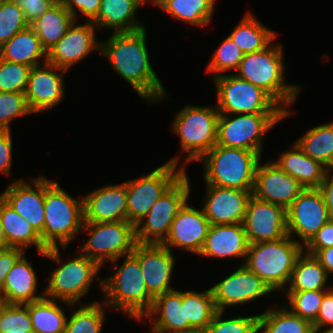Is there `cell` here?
Listing matches in <instances>:
<instances>
[{"instance_id":"obj_1","label":"cell","mask_w":333,"mask_h":333,"mask_svg":"<svg viewBox=\"0 0 333 333\" xmlns=\"http://www.w3.org/2000/svg\"><path fill=\"white\" fill-rule=\"evenodd\" d=\"M146 27L132 32H113L101 42L100 54L143 100L153 104L167 96L154 71L147 48Z\"/></svg>"},{"instance_id":"obj_2","label":"cell","mask_w":333,"mask_h":333,"mask_svg":"<svg viewBox=\"0 0 333 333\" xmlns=\"http://www.w3.org/2000/svg\"><path fill=\"white\" fill-rule=\"evenodd\" d=\"M114 272L103 280L104 303L108 309L121 311L137 321L150 310L153 298L148 294L139 260L133 255H126L122 265H115ZM119 266V267H118Z\"/></svg>"},{"instance_id":"obj_3","label":"cell","mask_w":333,"mask_h":333,"mask_svg":"<svg viewBox=\"0 0 333 333\" xmlns=\"http://www.w3.org/2000/svg\"><path fill=\"white\" fill-rule=\"evenodd\" d=\"M281 44H271L262 51L244 54L235 75L267 92L285 111L296 101L300 86L285 84Z\"/></svg>"},{"instance_id":"obj_4","label":"cell","mask_w":333,"mask_h":333,"mask_svg":"<svg viewBox=\"0 0 333 333\" xmlns=\"http://www.w3.org/2000/svg\"><path fill=\"white\" fill-rule=\"evenodd\" d=\"M59 249L58 246L45 251L44 256L59 263V266L50 272L44 294L45 297L63 301L74 309L76 304H81V298L89 292L96 277L100 282V289L103 290V280H101L103 278L98 276L102 267L81 252L72 260L62 264L63 259Z\"/></svg>"},{"instance_id":"obj_5","label":"cell","mask_w":333,"mask_h":333,"mask_svg":"<svg viewBox=\"0 0 333 333\" xmlns=\"http://www.w3.org/2000/svg\"><path fill=\"white\" fill-rule=\"evenodd\" d=\"M44 228L40 234L47 248H67L84 222L83 196L76 200L55 180L45 177ZM60 244V245H58Z\"/></svg>"},{"instance_id":"obj_6","label":"cell","mask_w":333,"mask_h":333,"mask_svg":"<svg viewBox=\"0 0 333 333\" xmlns=\"http://www.w3.org/2000/svg\"><path fill=\"white\" fill-rule=\"evenodd\" d=\"M262 157L250 150L216 145L200 160L206 185L253 191Z\"/></svg>"},{"instance_id":"obj_7","label":"cell","mask_w":333,"mask_h":333,"mask_svg":"<svg viewBox=\"0 0 333 333\" xmlns=\"http://www.w3.org/2000/svg\"><path fill=\"white\" fill-rule=\"evenodd\" d=\"M303 251V246L287 234L276 241L249 244L244 265L273 291H283Z\"/></svg>"},{"instance_id":"obj_8","label":"cell","mask_w":333,"mask_h":333,"mask_svg":"<svg viewBox=\"0 0 333 333\" xmlns=\"http://www.w3.org/2000/svg\"><path fill=\"white\" fill-rule=\"evenodd\" d=\"M219 111L215 106L186 105L176 115L172 131L179 135L184 164L199 161L217 143Z\"/></svg>"},{"instance_id":"obj_9","label":"cell","mask_w":333,"mask_h":333,"mask_svg":"<svg viewBox=\"0 0 333 333\" xmlns=\"http://www.w3.org/2000/svg\"><path fill=\"white\" fill-rule=\"evenodd\" d=\"M212 79L219 113L285 114V110L267 92L235 74H222Z\"/></svg>"},{"instance_id":"obj_10","label":"cell","mask_w":333,"mask_h":333,"mask_svg":"<svg viewBox=\"0 0 333 333\" xmlns=\"http://www.w3.org/2000/svg\"><path fill=\"white\" fill-rule=\"evenodd\" d=\"M291 114V110L285 111V114L219 113L216 145L250 150L262 157L265 134Z\"/></svg>"},{"instance_id":"obj_11","label":"cell","mask_w":333,"mask_h":333,"mask_svg":"<svg viewBox=\"0 0 333 333\" xmlns=\"http://www.w3.org/2000/svg\"><path fill=\"white\" fill-rule=\"evenodd\" d=\"M81 231H87L90 238L80 247L79 252L101 267L105 262L118 261L132 254L137 244L135 226L128 221L83 222Z\"/></svg>"},{"instance_id":"obj_12","label":"cell","mask_w":333,"mask_h":333,"mask_svg":"<svg viewBox=\"0 0 333 333\" xmlns=\"http://www.w3.org/2000/svg\"><path fill=\"white\" fill-rule=\"evenodd\" d=\"M176 155L147 175L126 181L127 221L136 225L152 205L186 172Z\"/></svg>"},{"instance_id":"obj_13","label":"cell","mask_w":333,"mask_h":333,"mask_svg":"<svg viewBox=\"0 0 333 333\" xmlns=\"http://www.w3.org/2000/svg\"><path fill=\"white\" fill-rule=\"evenodd\" d=\"M190 191V181L185 172L135 225L137 243L161 244L178 211L188 201Z\"/></svg>"},{"instance_id":"obj_14","label":"cell","mask_w":333,"mask_h":333,"mask_svg":"<svg viewBox=\"0 0 333 333\" xmlns=\"http://www.w3.org/2000/svg\"><path fill=\"white\" fill-rule=\"evenodd\" d=\"M287 232L303 247L331 219L324 196L319 188H305L286 209Z\"/></svg>"},{"instance_id":"obj_15","label":"cell","mask_w":333,"mask_h":333,"mask_svg":"<svg viewBox=\"0 0 333 333\" xmlns=\"http://www.w3.org/2000/svg\"><path fill=\"white\" fill-rule=\"evenodd\" d=\"M210 290L217 310L224 312L226 307L242 306L273 292L266 282L245 265L239 266Z\"/></svg>"},{"instance_id":"obj_16","label":"cell","mask_w":333,"mask_h":333,"mask_svg":"<svg viewBox=\"0 0 333 333\" xmlns=\"http://www.w3.org/2000/svg\"><path fill=\"white\" fill-rule=\"evenodd\" d=\"M243 226L249 244L279 240L288 234L286 209L252 195L247 203Z\"/></svg>"},{"instance_id":"obj_17","label":"cell","mask_w":333,"mask_h":333,"mask_svg":"<svg viewBox=\"0 0 333 333\" xmlns=\"http://www.w3.org/2000/svg\"><path fill=\"white\" fill-rule=\"evenodd\" d=\"M97 27L92 22L77 24L74 21L66 34L47 51V61L58 68L69 71L92 52L100 54L101 41L95 35Z\"/></svg>"},{"instance_id":"obj_18","label":"cell","mask_w":333,"mask_h":333,"mask_svg":"<svg viewBox=\"0 0 333 333\" xmlns=\"http://www.w3.org/2000/svg\"><path fill=\"white\" fill-rule=\"evenodd\" d=\"M173 251L161 244L137 243L132 252L139 260L148 294L153 299L174 290L170 286L175 266Z\"/></svg>"},{"instance_id":"obj_19","label":"cell","mask_w":333,"mask_h":333,"mask_svg":"<svg viewBox=\"0 0 333 333\" xmlns=\"http://www.w3.org/2000/svg\"><path fill=\"white\" fill-rule=\"evenodd\" d=\"M210 226L203 209H196L187 201L175 216L168 235L161 245L170 250L174 247L198 255Z\"/></svg>"},{"instance_id":"obj_20","label":"cell","mask_w":333,"mask_h":333,"mask_svg":"<svg viewBox=\"0 0 333 333\" xmlns=\"http://www.w3.org/2000/svg\"><path fill=\"white\" fill-rule=\"evenodd\" d=\"M261 163L260 160L256 169L252 195L287 209L305 188L274 161Z\"/></svg>"},{"instance_id":"obj_21","label":"cell","mask_w":333,"mask_h":333,"mask_svg":"<svg viewBox=\"0 0 333 333\" xmlns=\"http://www.w3.org/2000/svg\"><path fill=\"white\" fill-rule=\"evenodd\" d=\"M66 72L48 62L31 68L25 97L33 113L49 110L63 100L65 91L62 75Z\"/></svg>"},{"instance_id":"obj_22","label":"cell","mask_w":333,"mask_h":333,"mask_svg":"<svg viewBox=\"0 0 333 333\" xmlns=\"http://www.w3.org/2000/svg\"><path fill=\"white\" fill-rule=\"evenodd\" d=\"M32 180L31 183L24 179L14 181L0 194V197L41 234L45 220V176Z\"/></svg>"},{"instance_id":"obj_23","label":"cell","mask_w":333,"mask_h":333,"mask_svg":"<svg viewBox=\"0 0 333 333\" xmlns=\"http://www.w3.org/2000/svg\"><path fill=\"white\" fill-rule=\"evenodd\" d=\"M203 211L211 225L241 224L252 191L206 185Z\"/></svg>"},{"instance_id":"obj_24","label":"cell","mask_w":333,"mask_h":333,"mask_svg":"<svg viewBox=\"0 0 333 333\" xmlns=\"http://www.w3.org/2000/svg\"><path fill=\"white\" fill-rule=\"evenodd\" d=\"M84 222L127 221L126 181L105 185L83 196Z\"/></svg>"},{"instance_id":"obj_25","label":"cell","mask_w":333,"mask_h":333,"mask_svg":"<svg viewBox=\"0 0 333 333\" xmlns=\"http://www.w3.org/2000/svg\"><path fill=\"white\" fill-rule=\"evenodd\" d=\"M249 242L241 224L211 225L199 256L242 258L244 265Z\"/></svg>"},{"instance_id":"obj_26","label":"cell","mask_w":333,"mask_h":333,"mask_svg":"<svg viewBox=\"0 0 333 333\" xmlns=\"http://www.w3.org/2000/svg\"><path fill=\"white\" fill-rule=\"evenodd\" d=\"M145 317L152 322L150 333H185L194 330L185 319L180 290L174 289L154 298Z\"/></svg>"},{"instance_id":"obj_27","label":"cell","mask_w":333,"mask_h":333,"mask_svg":"<svg viewBox=\"0 0 333 333\" xmlns=\"http://www.w3.org/2000/svg\"><path fill=\"white\" fill-rule=\"evenodd\" d=\"M26 255H22L8 272L0 293L7 304L26 305L45 297L44 290L37 295V276Z\"/></svg>"},{"instance_id":"obj_28","label":"cell","mask_w":333,"mask_h":333,"mask_svg":"<svg viewBox=\"0 0 333 333\" xmlns=\"http://www.w3.org/2000/svg\"><path fill=\"white\" fill-rule=\"evenodd\" d=\"M274 163L307 189L319 188L328 170L325 165L306 155L296 143L291 150L282 152Z\"/></svg>"},{"instance_id":"obj_29","label":"cell","mask_w":333,"mask_h":333,"mask_svg":"<svg viewBox=\"0 0 333 333\" xmlns=\"http://www.w3.org/2000/svg\"><path fill=\"white\" fill-rule=\"evenodd\" d=\"M141 6L136 0H101L99 13L92 23L97 29L107 28L113 32H132L144 28L136 19Z\"/></svg>"},{"instance_id":"obj_30","label":"cell","mask_w":333,"mask_h":333,"mask_svg":"<svg viewBox=\"0 0 333 333\" xmlns=\"http://www.w3.org/2000/svg\"><path fill=\"white\" fill-rule=\"evenodd\" d=\"M0 220L4 235L10 247H18L27 251L35 245L38 252L45 255L48 249L42 242L40 234L34 227L18 214L8 203L0 197Z\"/></svg>"},{"instance_id":"obj_31","label":"cell","mask_w":333,"mask_h":333,"mask_svg":"<svg viewBox=\"0 0 333 333\" xmlns=\"http://www.w3.org/2000/svg\"><path fill=\"white\" fill-rule=\"evenodd\" d=\"M0 58L34 67L41 65V58H44L42 63H46L47 51L42 47L37 34L29 25L0 47Z\"/></svg>"},{"instance_id":"obj_32","label":"cell","mask_w":333,"mask_h":333,"mask_svg":"<svg viewBox=\"0 0 333 333\" xmlns=\"http://www.w3.org/2000/svg\"><path fill=\"white\" fill-rule=\"evenodd\" d=\"M74 21L70 11L64 7L60 0H57L46 13L38 17L30 26L37 34L42 47L48 51L66 34Z\"/></svg>"},{"instance_id":"obj_33","label":"cell","mask_w":333,"mask_h":333,"mask_svg":"<svg viewBox=\"0 0 333 333\" xmlns=\"http://www.w3.org/2000/svg\"><path fill=\"white\" fill-rule=\"evenodd\" d=\"M328 276L316 258L303 251L296 260L285 291L330 290Z\"/></svg>"},{"instance_id":"obj_34","label":"cell","mask_w":333,"mask_h":333,"mask_svg":"<svg viewBox=\"0 0 333 333\" xmlns=\"http://www.w3.org/2000/svg\"><path fill=\"white\" fill-rule=\"evenodd\" d=\"M277 33L260 23L253 14L248 13L229 34L244 54L262 51L273 43Z\"/></svg>"},{"instance_id":"obj_35","label":"cell","mask_w":333,"mask_h":333,"mask_svg":"<svg viewBox=\"0 0 333 333\" xmlns=\"http://www.w3.org/2000/svg\"><path fill=\"white\" fill-rule=\"evenodd\" d=\"M296 145L309 157L330 169L333 163V122L309 129Z\"/></svg>"},{"instance_id":"obj_36","label":"cell","mask_w":333,"mask_h":333,"mask_svg":"<svg viewBox=\"0 0 333 333\" xmlns=\"http://www.w3.org/2000/svg\"><path fill=\"white\" fill-rule=\"evenodd\" d=\"M313 324L294 314L287 306L270 307L259 314V333H312Z\"/></svg>"},{"instance_id":"obj_37","label":"cell","mask_w":333,"mask_h":333,"mask_svg":"<svg viewBox=\"0 0 333 333\" xmlns=\"http://www.w3.org/2000/svg\"><path fill=\"white\" fill-rule=\"evenodd\" d=\"M32 328L36 333H64L67 317L57 300L43 297L29 303Z\"/></svg>"},{"instance_id":"obj_38","label":"cell","mask_w":333,"mask_h":333,"mask_svg":"<svg viewBox=\"0 0 333 333\" xmlns=\"http://www.w3.org/2000/svg\"><path fill=\"white\" fill-rule=\"evenodd\" d=\"M216 0H165L159 8L190 25L207 26L214 13Z\"/></svg>"},{"instance_id":"obj_39","label":"cell","mask_w":333,"mask_h":333,"mask_svg":"<svg viewBox=\"0 0 333 333\" xmlns=\"http://www.w3.org/2000/svg\"><path fill=\"white\" fill-rule=\"evenodd\" d=\"M182 307L193 329H207L218 311L210 288L203 292L182 291Z\"/></svg>"},{"instance_id":"obj_40","label":"cell","mask_w":333,"mask_h":333,"mask_svg":"<svg viewBox=\"0 0 333 333\" xmlns=\"http://www.w3.org/2000/svg\"><path fill=\"white\" fill-rule=\"evenodd\" d=\"M105 305V306H104ZM108 306L98 301L80 304L66 321L64 333H101Z\"/></svg>"},{"instance_id":"obj_41","label":"cell","mask_w":333,"mask_h":333,"mask_svg":"<svg viewBox=\"0 0 333 333\" xmlns=\"http://www.w3.org/2000/svg\"><path fill=\"white\" fill-rule=\"evenodd\" d=\"M328 290L286 291L288 307L294 314L312 324L316 321L324 294Z\"/></svg>"},{"instance_id":"obj_42","label":"cell","mask_w":333,"mask_h":333,"mask_svg":"<svg viewBox=\"0 0 333 333\" xmlns=\"http://www.w3.org/2000/svg\"><path fill=\"white\" fill-rule=\"evenodd\" d=\"M244 53L234 41L227 36L223 42L215 49L210 59L206 71L213 73V78L225 74V71L237 70Z\"/></svg>"},{"instance_id":"obj_43","label":"cell","mask_w":333,"mask_h":333,"mask_svg":"<svg viewBox=\"0 0 333 333\" xmlns=\"http://www.w3.org/2000/svg\"><path fill=\"white\" fill-rule=\"evenodd\" d=\"M28 26L29 23L25 20L23 10L17 4L12 0H1L0 47Z\"/></svg>"},{"instance_id":"obj_44","label":"cell","mask_w":333,"mask_h":333,"mask_svg":"<svg viewBox=\"0 0 333 333\" xmlns=\"http://www.w3.org/2000/svg\"><path fill=\"white\" fill-rule=\"evenodd\" d=\"M31 68L0 58V92L25 93Z\"/></svg>"},{"instance_id":"obj_45","label":"cell","mask_w":333,"mask_h":333,"mask_svg":"<svg viewBox=\"0 0 333 333\" xmlns=\"http://www.w3.org/2000/svg\"><path fill=\"white\" fill-rule=\"evenodd\" d=\"M32 113L25 93L0 92V131H11V120Z\"/></svg>"},{"instance_id":"obj_46","label":"cell","mask_w":333,"mask_h":333,"mask_svg":"<svg viewBox=\"0 0 333 333\" xmlns=\"http://www.w3.org/2000/svg\"><path fill=\"white\" fill-rule=\"evenodd\" d=\"M224 311H217L207 327L209 333H259V315L222 320Z\"/></svg>"},{"instance_id":"obj_47","label":"cell","mask_w":333,"mask_h":333,"mask_svg":"<svg viewBox=\"0 0 333 333\" xmlns=\"http://www.w3.org/2000/svg\"><path fill=\"white\" fill-rule=\"evenodd\" d=\"M31 331L32 322L29 315V304H5L0 311V333L8 331Z\"/></svg>"},{"instance_id":"obj_48","label":"cell","mask_w":333,"mask_h":333,"mask_svg":"<svg viewBox=\"0 0 333 333\" xmlns=\"http://www.w3.org/2000/svg\"><path fill=\"white\" fill-rule=\"evenodd\" d=\"M64 7H66L74 20L76 21L79 14H82L84 17H87V22H92L99 13V7L101 0H60ZM77 10V11H76Z\"/></svg>"},{"instance_id":"obj_49","label":"cell","mask_w":333,"mask_h":333,"mask_svg":"<svg viewBox=\"0 0 333 333\" xmlns=\"http://www.w3.org/2000/svg\"><path fill=\"white\" fill-rule=\"evenodd\" d=\"M24 13L25 20L33 23L38 17L46 13L57 0H12Z\"/></svg>"},{"instance_id":"obj_50","label":"cell","mask_w":333,"mask_h":333,"mask_svg":"<svg viewBox=\"0 0 333 333\" xmlns=\"http://www.w3.org/2000/svg\"><path fill=\"white\" fill-rule=\"evenodd\" d=\"M333 247V219H330L303 247L305 250H320Z\"/></svg>"},{"instance_id":"obj_51","label":"cell","mask_w":333,"mask_h":333,"mask_svg":"<svg viewBox=\"0 0 333 333\" xmlns=\"http://www.w3.org/2000/svg\"><path fill=\"white\" fill-rule=\"evenodd\" d=\"M322 327L333 328V287L324 294L316 321L313 323V328L322 330Z\"/></svg>"},{"instance_id":"obj_52","label":"cell","mask_w":333,"mask_h":333,"mask_svg":"<svg viewBox=\"0 0 333 333\" xmlns=\"http://www.w3.org/2000/svg\"><path fill=\"white\" fill-rule=\"evenodd\" d=\"M23 254H25V250L18 247H10L0 251V291L4 286L8 272Z\"/></svg>"},{"instance_id":"obj_53","label":"cell","mask_w":333,"mask_h":333,"mask_svg":"<svg viewBox=\"0 0 333 333\" xmlns=\"http://www.w3.org/2000/svg\"><path fill=\"white\" fill-rule=\"evenodd\" d=\"M12 147L11 131H0V172L5 175H10Z\"/></svg>"},{"instance_id":"obj_54","label":"cell","mask_w":333,"mask_h":333,"mask_svg":"<svg viewBox=\"0 0 333 333\" xmlns=\"http://www.w3.org/2000/svg\"><path fill=\"white\" fill-rule=\"evenodd\" d=\"M304 252L313 255L316 260L325 268L326 273L329 274V276L333 273V247L320 250H306Z\"/></svg>"},{"instance_id":"obj_55","label":"cell","mask_w":333,"mask_h":333,"mask_svg":"<svg viewBox=\"0 0 333 333\" xmlns=\"http://www.w3.org/2000/svg\"><path fill=\"white\" fill-rule=\"evenodd\" d=\"M332 173V174H331ZM319 189L321 190L326 206L328 208L331 219H333V172L328 169L325 179L321 183Z\"/></svg>"},{"instance_id":"obj_56","label":"cell","mask_w":333,"mask_h":333,"mask_svg":"<svg viewBox=\"0 0 333 333\" xmlns=\"http://www.w3.org/2000/svg\"><path fill=\"white\" fill-rule=\"evenodd\" d=\"M8 248H10V246L8 245V242L6 241L3 227L1 224V220H0V251L6 250Z\"/></svg>"},{"instance_id":"obj_57","label":"cell","mask_w":333,"mask_h":333,"mask_svg":"<svg viewBox=\"0 0 333 333\" xmlns=\"http://www.w3.org/2000/svg\"><path fill=\"white\" fill-rule=\"evenodd\" d=\"M320 328H315V333H333V328H326L324 331L320 332Z\"/></svg>"},{"instance_id":"obj_58","label":"cell","mask_w":333,"mask_h":333,"mask_svg":"<svg viewBox=\"0 0 333 333\" xmlns=\"http://www.w3.org/2000/svg\"><path fill=\"white\" fill-rule=\"evenodd\" d=\"M139 4H141V5H143V4H145V3H147V2H151V4H153V5H156L157 6V0H136Z\"/></svg>"},{"instance_id":"obj_59","label":"cell","mask_w":333,"mask_h":333,"mask_svg":"<svg viewBox=\"0 0 333 333\" xmlns=\"http://www.w3.org/2000/svg\"><path fill=\"white\" fill-rule=\"evenodd\" d=\"M185 333H209V332L207 331V329H194L191 331H187Z\"/></svg>"},{"instance_id":"obj_60","label":"cell","mask_w":333,"mask_h":333,"mask_svg":"<svg viewBox=\"0 0 333 333\" xmlns=\"http://www.w3.org/2000/svg\"><path fill=\"white\" fill-rule=\"evenodd\" d=\"M6 333H36L34 330L25 331V330H16V331H8Z\"/></svg>"},{"instance_id":"obj_61","label":"cell","mask_w":333,"mask_h":333,"mask_svg":"<svg viewBox=\"0 0 333 333\" xmlns=\"http://www.w3.org/2000/svg\"><path fill=\"white\" fill-rule=\"evenodd\" d=\"M5 304H6L5 299H4L3 295L0 293V311L4 307Z\"/></svg>"},{"instance_id":"obj_62","label":"cell","mask_w":333,"mask_h":333,"mask_svg":"<svg viewBox=\"0 0 333 333\" xmlns=\"http://www.w3.org/2000/svg\"><path fill=\"white\" fill-rule=\"evenodd\" d=\"M165 0H157V6L159 7Z\"/></svg>"},{"instance_id":"obj_63","label":"cell","mask_w":333,"mask_h":333,"mask_svg":"<svg viewBox=\"0 0 333 333\" xmlns=\"http://www.w3.org/2000/svg\"><path fill=\"white\" fill-rule=\"evenodd\" d=\"M330 170H332V171H333V163H332V165H331V167H330Z\"/></svg>"}]
</instances>
